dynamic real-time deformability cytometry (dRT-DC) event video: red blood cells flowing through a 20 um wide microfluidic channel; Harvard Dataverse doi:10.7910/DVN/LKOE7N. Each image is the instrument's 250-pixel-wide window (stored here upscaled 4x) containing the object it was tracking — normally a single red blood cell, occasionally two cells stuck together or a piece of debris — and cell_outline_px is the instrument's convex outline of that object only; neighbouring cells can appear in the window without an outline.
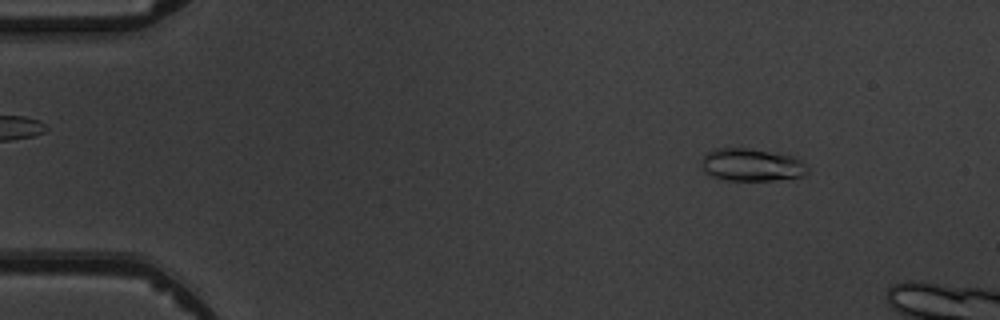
{"species": "common noctule bat (a hibernating species)", "species_latin": "Nyctalus noctula", "temperature_condition": "warm", "stored_images_in_passage": 4, "camera_frame_rate_fps": 3000, "um_per_image_px": 0.085, "animal": {"sex": "male", "body_mass_g": 19.5, "forearm_length_mm": 54.6}, "frame": {"image": 1, "passage_image": 1, "time_ms": 0.0, "image_size_px": [1000, 320], "cell_outline_px": [[808, 172], [804, 176], [772, 180], [724, 180], [712, 176], [704, 172], [704, 156], [708, 152], [716, 148], [748, 148], [792, 156], [800, 160], [808, 168]], "centroid_in_image_um": [63.9, 14.02], "position_along_channel_um": 21.1, "area_um2": 19.83}}